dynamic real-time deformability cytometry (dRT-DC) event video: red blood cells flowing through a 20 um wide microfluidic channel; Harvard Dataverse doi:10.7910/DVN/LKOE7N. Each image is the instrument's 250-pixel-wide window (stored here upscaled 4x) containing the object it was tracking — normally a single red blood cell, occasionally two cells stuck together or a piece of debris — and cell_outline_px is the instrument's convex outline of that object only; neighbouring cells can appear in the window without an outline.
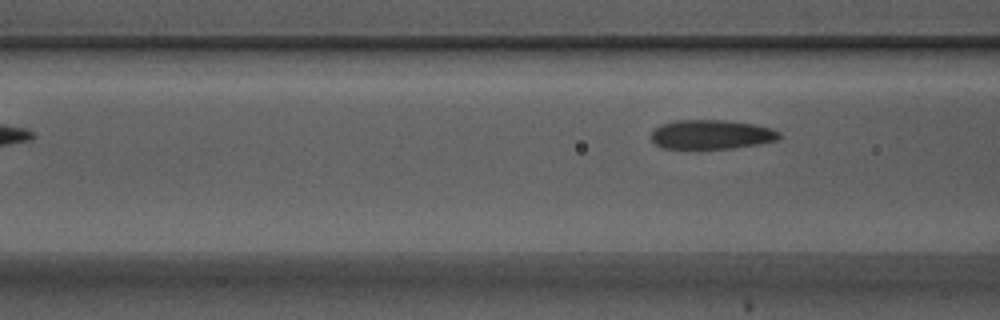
{"species": "Egyptian fruit bat (a non-hibernating species)", "species_latin": "Rousettus aegyptiacus", "temperature_condition": "warm", "stored_images_in_passage": 6, "camera_frame_rate_fps": 3000, "um_per_image_px": 0.085, "animal": {"sex": "male"}, "frame": {"image": 1, "passage_image": 6, "time_ms": 1.667, "image_size_px": [1000, 320], "cell_outline_px": [[784, 136], [776, 140], [760, 144], [732, 148], [660, 148], [652, 140], [652, 132], [660, 124], [676, 120], [728, 120], [752, 124], [772, 128], [780, 132]], "centroid_in_image_um": [60.5, 11.42], "position_along_channel_um": 106.1, "area_um2": 21.91}}